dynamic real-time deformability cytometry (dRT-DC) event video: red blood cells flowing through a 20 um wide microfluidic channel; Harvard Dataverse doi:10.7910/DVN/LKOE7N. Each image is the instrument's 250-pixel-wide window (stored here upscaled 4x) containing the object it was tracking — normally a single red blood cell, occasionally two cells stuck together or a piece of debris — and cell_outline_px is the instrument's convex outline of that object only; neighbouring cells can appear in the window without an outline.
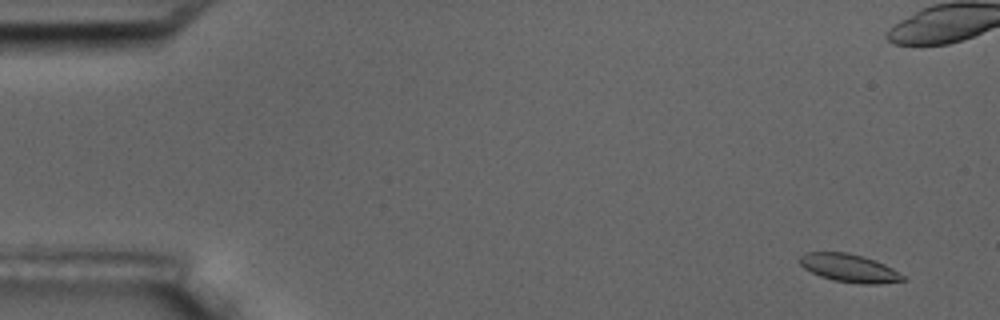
{"species": "common noctule bat (a hibernating species)", "species_latin": "Nyctalus noctula", "temperature_condition": "room temperature", "stored_images_in_passage": 7, "camera_frame_rate_fps": 3000, "um_per_image_px": 0.085, "animal": {"sex": "male", "body_mass_g": 17.5, "forearm_length_mm": 52.3}, "frame": {"image": 1, "passage_image": 2, "time_ms": 1.0, "image_size_px": [1000, 320], "cell_outline_px": [[904, 280], [876, 284], [860, 284], [832, 280], [820, 276], [804, 268], [800, 264], [800, 256], [804, 252], [848, 252], [864, 256], [884, 264], [892, 268], [904, 276]], "centroid_in_image_um": [72.16, 22.78], "position_along_channel_um": 12.8, "area_um2": 16.82}}